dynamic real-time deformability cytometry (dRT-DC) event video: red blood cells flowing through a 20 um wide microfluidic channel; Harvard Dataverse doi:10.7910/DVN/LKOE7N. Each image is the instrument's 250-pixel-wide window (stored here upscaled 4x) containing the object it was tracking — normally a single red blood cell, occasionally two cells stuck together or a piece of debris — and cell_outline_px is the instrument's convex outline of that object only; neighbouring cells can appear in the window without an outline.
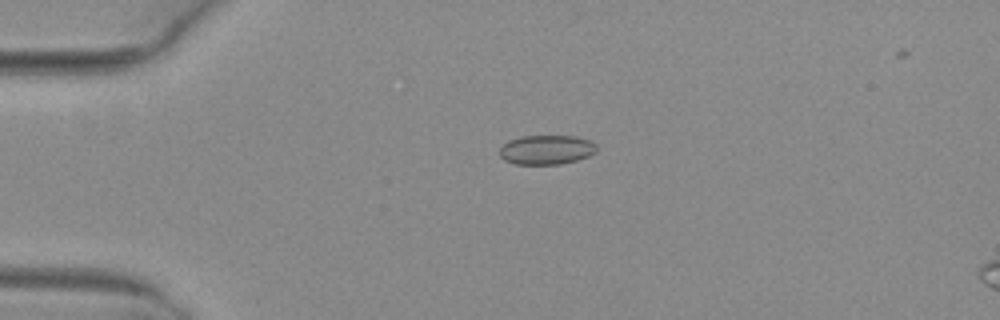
{"species": "common noctule bat (a hibernating species)", "species_latin": "Nyctalus noctula", "temperature_condition": "warm", "stored_images_in_passage": 5, "camera_frame_rate_fps": 3000, "um_per_image_px": 0.085, "animal": {"sex": "female", "body_mass_g": 29.2, "forearm_length_mm": 56.3}, "frame": {"image": 1, "passage_image": 3, "time_ms": 0.667, "image_size_px": [1000, 320], "cell_outline_px": [[596, 152], [588, 156], [576, 160], [560, 164], [516, 164], [504, 160], [500, 156], [500, 148], [508, 140], [520, 136], [576, 136], [592, 140], [596, 144]], "centroid_in_image_um": [46.46, 12.72], "position_along_channel_um": 38.5, "area_um2": 16.7}}
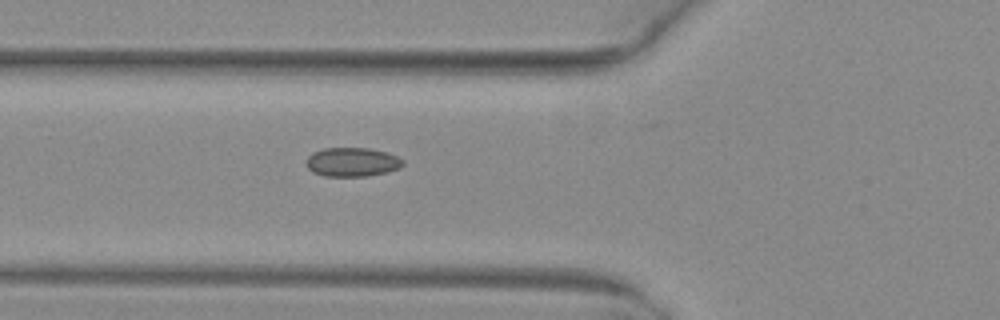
{"frame": {"image": 2, "passage_image": 5, "time_ms": 1.333, "image_size_px": [1000, 320], "cell_outline_px": [[404, 164], [400, 168], [388, 172], [368, 176], [324, 176], [312, 172], [308, 168], [308, 156], [312, 152], [324, 148], [368, 148], [388, 152], [404, 160]], "centroid_in_image_um": [29.97, 13.77], "position_along_channel_um": 95.8, "area_um2": 16.42}}